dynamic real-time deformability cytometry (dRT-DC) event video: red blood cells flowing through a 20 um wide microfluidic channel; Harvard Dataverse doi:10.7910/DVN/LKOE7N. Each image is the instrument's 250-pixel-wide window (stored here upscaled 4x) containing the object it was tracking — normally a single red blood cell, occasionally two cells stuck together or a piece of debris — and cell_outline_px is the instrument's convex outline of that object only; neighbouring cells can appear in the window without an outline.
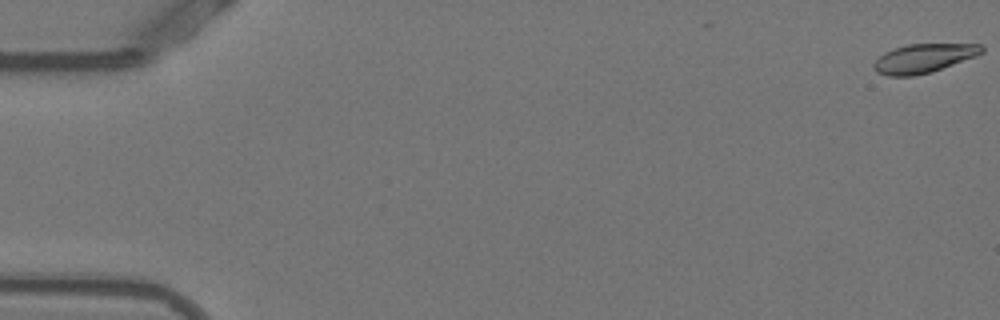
{"species": "Egyptian fruit bat (a non-hibernating species)", "species_latin": "Rousettus aegyptiacus", "temperature_condition": "warm", "stored_images_in_passage": 31, "camera_frame_rate_fps": 3000, "um_per_image_px": 0.085, "animal": {"sex": "female"}, "frame": {"image": 1, "passage_image": 1, "time_ms": 0.0, "image_size_px": [1000, 320], "cell_outline_px": [[984, 52], [976, 56], [932, 72], [912, 76], [888, 76], [876, 72], [872, 68], [872, 64], [884, 52], [908, 44], [980, 44], [984, 48]], "centroid_in_image_um": [78.5, 4.96], "position_along_channel_um": 6.5, "area_um2": 18.21}}
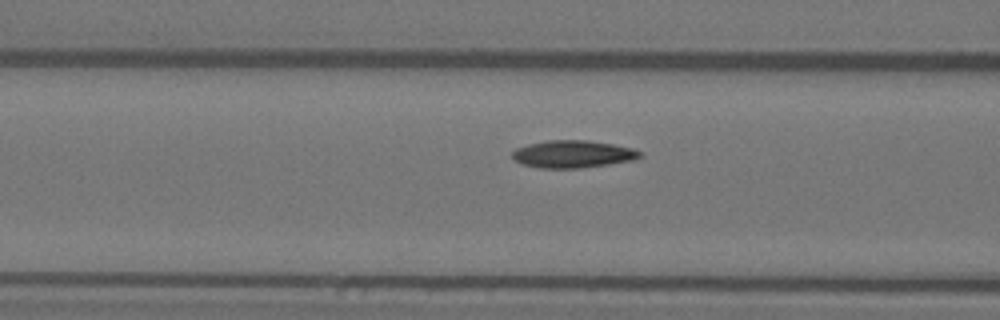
{"frame": {"image": 2, "passage_image": 22, "time_ms": 7.0, "image_size_px": [1000, 320], "cell_outline_px": [[644, 156], [632, 160], [608, 164], [580, 168], [540, 168], [524, 164], [516, 160], [512, 156], [512, 152], [516, 148], [528, 144], [548, 140], [588, 140], [612, 144], [632, 148], [640, 152]], "centroid_in_image_um": [48.7, 13.09], "position_along_channel_um": 117.9, "area_um2": 20.23}}
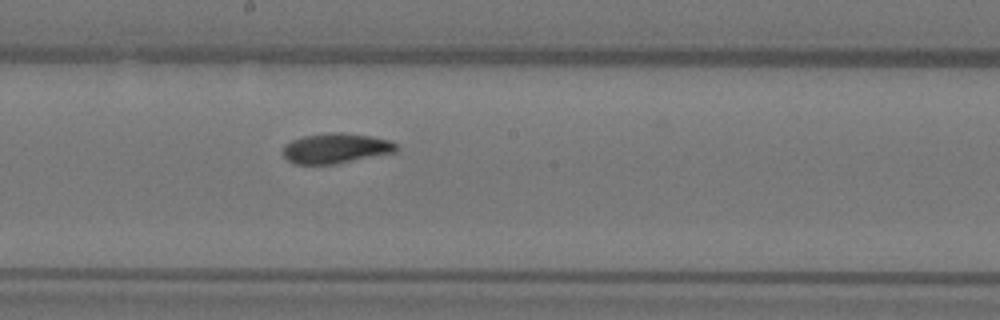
{"frame": {"image": 3, "passage_image": 30, "time_ms": 9.667, "image_size_px": [1000, 320], "cell_outline_px": [[400, 148], [396, 152], [336, 164], [296, 164], [288, 160], [284, 156], [284, 144], [292, 140], [304, 136], [328, 132], [344, 132], [372, 136], [388, 140], [396, 144]], "centroid_in_image_um": [28.57, 12.6], "position_along_channel_um": 219.6, "area_um2": 20.0}}